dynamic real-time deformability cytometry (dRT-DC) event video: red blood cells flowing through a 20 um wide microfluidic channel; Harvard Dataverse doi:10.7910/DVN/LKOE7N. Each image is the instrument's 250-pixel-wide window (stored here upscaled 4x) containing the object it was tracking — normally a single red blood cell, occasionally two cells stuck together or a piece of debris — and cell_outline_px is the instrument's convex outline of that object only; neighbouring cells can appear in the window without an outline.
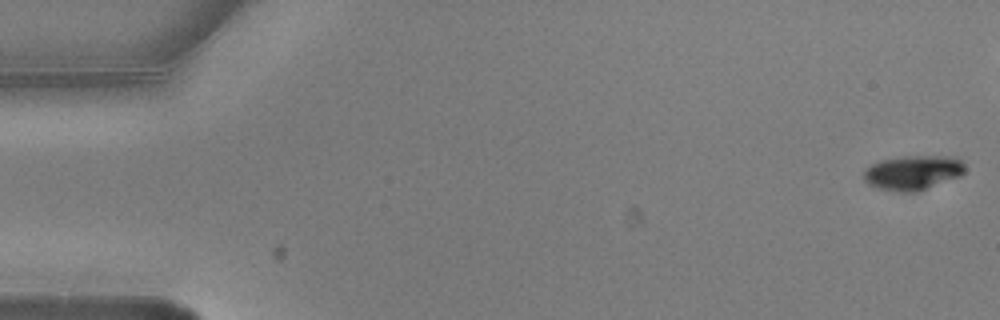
{"species": "common noctule bat (a hibernating species)", "species_latin": "Nyctalus noctula", "temperature_condition": "warm", "stored_images_in_passage": 6, "camera_frame_rate_fps": 3000, "um_per_image_px": 0.085, "animal": {"sex": "male", "body_mass_g": 20.5, "forearm_length_mm": 52.5}, "frame": {"image": 1, "passage_image": 1, "time_ms": 0.0, "image_size_px": [1000, 320], "cell_outline_px": [[964, 172], [960, 176], [916, 192], [896, 192], [880, 188], [868, 184], [864, 180], [864, 168], [880, 160], [904, 156], [956, 156], [964, 164]], "centroid_in_image_um": [77.59, 14.66], "position_along_channel_um": 7.4, "area_um2": 20.4}}
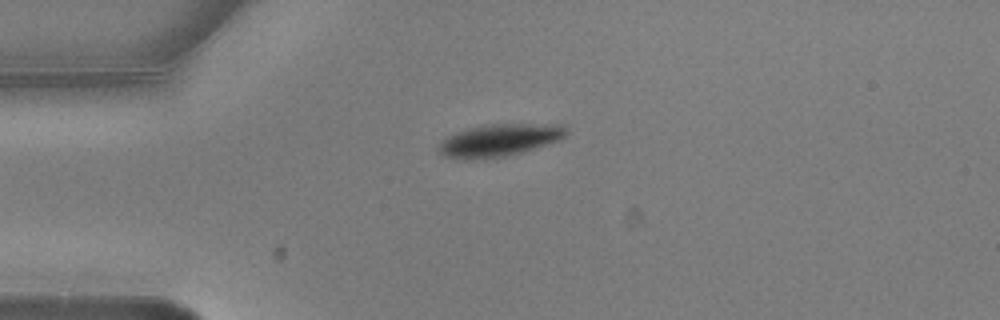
{"frame": {"image": 2, "passage_image": 6, "time_ms": 1.667, "image_size_px": [1000, 320], "cell_outline_px": [[568, 132], [560, 140], [520, 152], [504, 156], [468, 160], [456, 160], [444, 156], [436, 148], [448, 136], [456, 132], [468, 128], [488, 124], [564, 124], [568, 128]], "centroid_in_image_um": [42.43, 11.91], "position_along_channel_um": 42.6, "area_um2": 24.04}}